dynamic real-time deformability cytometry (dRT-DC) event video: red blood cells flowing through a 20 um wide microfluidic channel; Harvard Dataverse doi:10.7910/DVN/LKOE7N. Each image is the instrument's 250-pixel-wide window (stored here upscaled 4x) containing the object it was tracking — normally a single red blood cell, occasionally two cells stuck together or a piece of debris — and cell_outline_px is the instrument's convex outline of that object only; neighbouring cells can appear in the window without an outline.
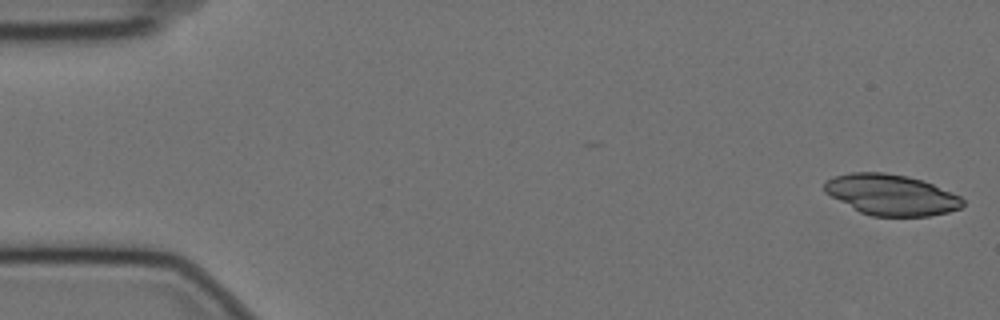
{"species": "Egyptian fruit bat (a non-hibernating species)", "species_latin": "Rousettus aegyptiacus", "temperature_condition": "cold", "stored_images_in_passage": 48, "camera_frame_rate_fps": 3000, "um_per_image_px": 0.085, "animal": {"sex": "female"}, "frame": {"image": 1, "passage_image": 1, "time_ms": 0.0, "image_size_px": [1000, 320], "cell_outline_px": [[964, 204], [960, 208], [948, 212], [928, 216], [872, 216], [860, 212], [824, 192], [824, 180], [832, 176], [848, 172], [884, 172], [908, 176], [932, 184], [960, 196], [964, 200]], "centroid_in_image_um": [75.72, 16.55], "position_along_channel_um": 9.3, "area_um2": 32.89}}